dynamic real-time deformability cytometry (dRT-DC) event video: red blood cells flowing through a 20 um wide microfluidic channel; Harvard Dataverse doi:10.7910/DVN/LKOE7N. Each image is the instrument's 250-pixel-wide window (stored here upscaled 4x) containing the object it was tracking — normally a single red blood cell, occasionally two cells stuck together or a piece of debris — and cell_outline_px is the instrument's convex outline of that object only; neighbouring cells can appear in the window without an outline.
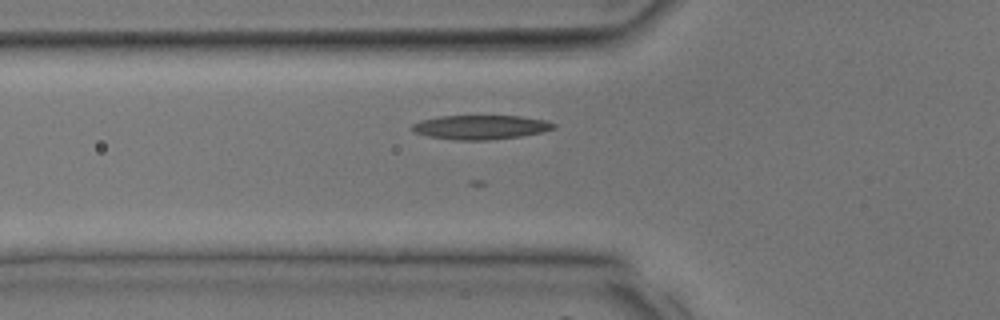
{"species": "common noctule bat (a hibernating species)", "species_latin": "Nyctalus noctula", "temperature_condition": "room temperature", "stored_images_in_passage": 30, "camera_frame_rate_fps": 3000, "um_per_image_px": 0.085, "animal": {"sex": "male", "body_mass_g": 17.9, "forearm_length_mm": 54.2}, "frame": {"image": 1, "passage_image": 5, "time_ms": 1.333, "image_size_px": [1000, 320], "cell_outline_px": [[556, 128], [544, 132], [520, 136], [488, 140], [452, 140], [428, 136], [412, 132], [408, 128], [412, 124], [420, 120], [440, 116], [520, 116], [544, 120], [556, 124]], "centroid_in_image_um": [40.8, 10.81], "position_along_channel_um": 85.0, "area_um2": 20.17}}
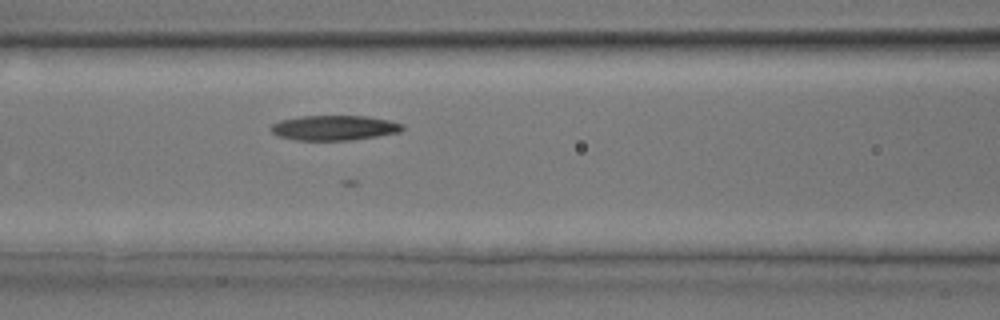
{"frame": {"image": 2, "passage_image": 8, "time_ms": 2.333, "image_size_px": [1000, 320], "cell_outline_px": [[404, 128], [400, 132], [352, 140], [296, 140], [276, 136], [268, 128], [272, 124], [280, 120], [300, 116], [368, 116], [388, 120], [404, 124]], "centroid_in_image_um": [28.38, 10.86], "position_along_channel_um": 138.2, "area_um2": 19.25}}
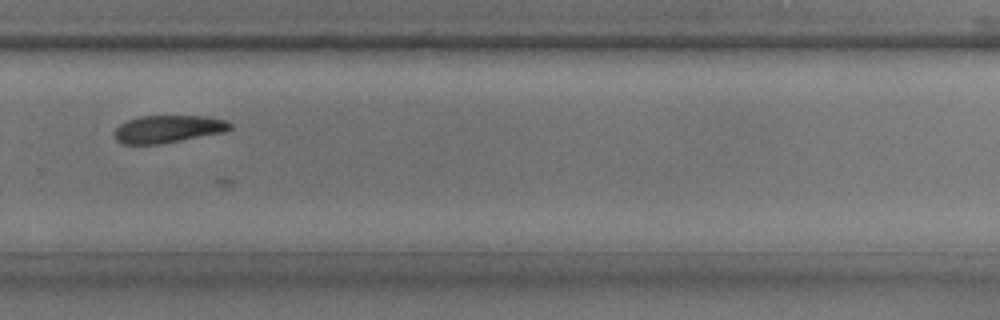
{"frame": {"image": 3, "passage_image": 18, "time_ms": 5.667, "image_size_px": [1000, 320], "cell_outline_px": [[232, 128], [224, 132], [160, 144], [120, 144], [116, 140], [116, 128], [120, 124], [128, 120], [140, 116], [204, 116], [228, 120], [232, 124]], "centroid_in_image_um": [14.31, 10.96], "position_along_channel_um": 315.5, "area_um2": 18.5}}